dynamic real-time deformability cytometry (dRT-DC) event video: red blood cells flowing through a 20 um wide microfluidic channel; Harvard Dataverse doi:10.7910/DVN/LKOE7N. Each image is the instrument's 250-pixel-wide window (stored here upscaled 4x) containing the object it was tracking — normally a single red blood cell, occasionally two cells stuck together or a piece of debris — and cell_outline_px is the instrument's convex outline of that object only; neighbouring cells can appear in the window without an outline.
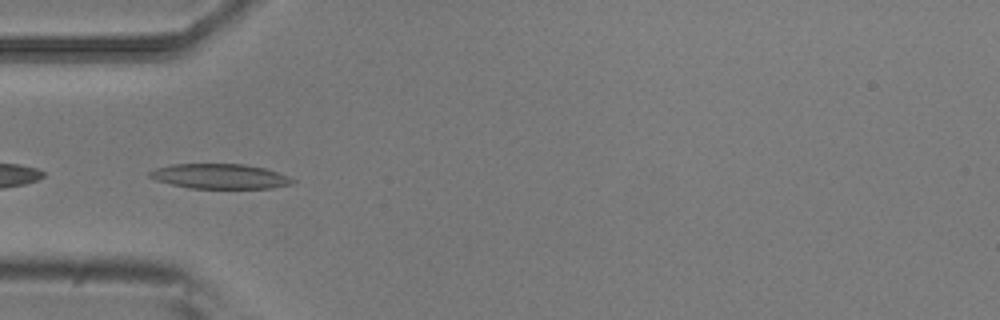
{"species": "common noctule bat (a hibernating species)", "species_latin": "Nyctalus noctula", "temperature_condition": "room temperature", "stored_images_in_passage": 6, "camera_frame_rate_fps": 3000, "um_per_image_px": 0.085, "animal": {"sex": "male", "body_mass_g": 20.5, "forearm_length_mm": 52.5}, "frame": {"image": 1, "passage_image": 4, "time_ms": 1.0, "image_size_px": [1000, 320], "cell_outline_px": [[296, 180], [292, 184], [272, 188], [188, 188], [156, 180], [148, 176], [148, 172], [156, 168], [172, 164], [244, 164], [264, 168], [288, 176]], "centroid_in_image_um": [18.68, 14.98], "position_along_channel_um": 66.3, "area_um2": 20.63}}
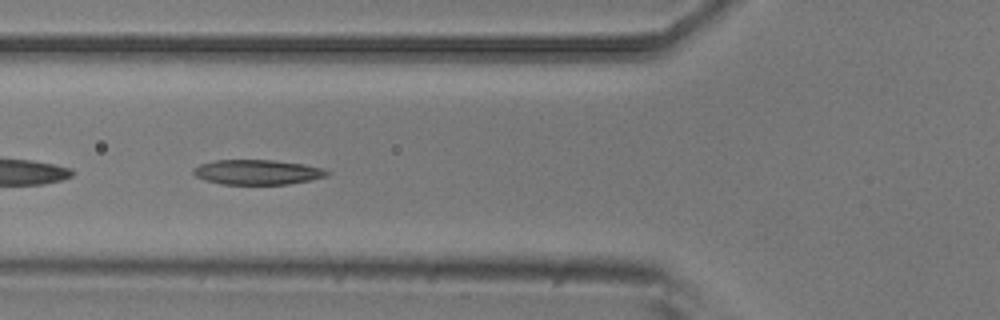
{"frame": {"image": 2, "passage_image": 5, "time_ms": 1.333, "image_size_px": [1000, 320], "cell_outline_px": [[332, 172], [328, 176], [312, 180], [288, 184], [220, 184], [204, 180], [196, 176], [192, 172], [192, 168], [200, 164], [216, 160], [272, 160], [304, 164], [324, 168]], "centroid_in_image_um": [21.9, 14.63], "position_along_channel_um": 103.9, "area_um2": 19.59}}
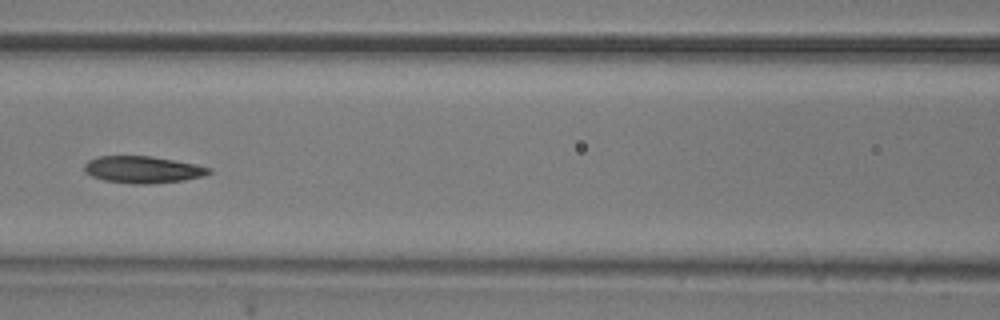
{"frame": {"image": 3, "passage_image": 6, "time_ms": 1.667, "image_size_px": [1000, 320], "cell_outline_px": [[212, 172], [204, 176], [184, 180], [148, 184], [132, 184], [104, 180], [92, 176], [84, 172], [84, 164], [88, 160], [96, 156], [152, 156], [196, 164], [212, 168]], "centroid_in_image_um": [12.13, 14.41], "position_along_channel_um": 154.5, "area_um2": 19.71}}